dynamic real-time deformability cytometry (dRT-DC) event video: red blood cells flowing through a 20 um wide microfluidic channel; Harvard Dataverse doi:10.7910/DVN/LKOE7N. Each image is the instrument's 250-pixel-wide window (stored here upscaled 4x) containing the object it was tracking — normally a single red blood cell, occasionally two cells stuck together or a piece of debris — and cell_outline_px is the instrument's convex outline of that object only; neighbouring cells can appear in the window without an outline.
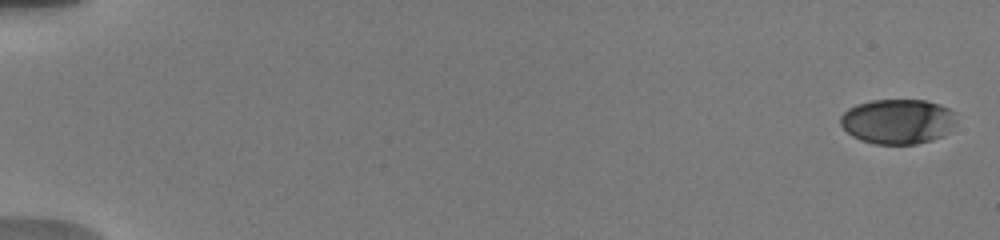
{"species": "human", "species_latin": "Homo sapiens", "temperature_condition": "warm", "stored_images_in_passage": 30, "camera_frame_rate_fps": 3000, "um_per_image_px": 0.085, "donor": {"sex": "male"}, "frame": {"image": 1, "passage_image": 1, "time_ms": 0.0, "image_size_px": [1000, 240], "cell_outline_px": [[956, 124], [944, 136], [932, 140], [916, 144], [876, 144], [860, 140], [852, 136], [840, 124], [840, 116], [848, 108], [856, 104], [872, 100], [928, 100], [940, 104], [956, 112]], "centroid_in_image_um": [76.34, 10.32], "position_along_channel_um": 8.7, "area_um2": 30.75}}
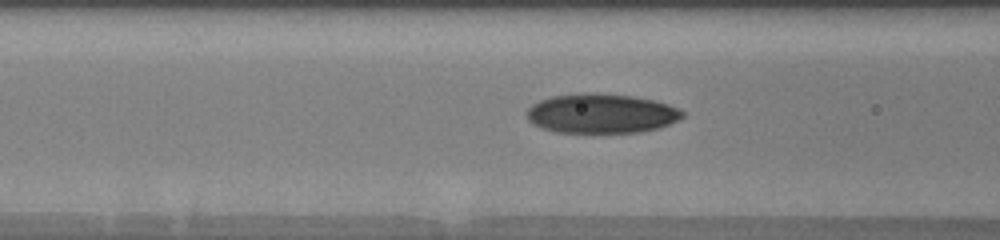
{"frame": {"image": 2, "passage_image": 22, "time_ms": 7.667, "image_size_px": [1000, 240], "cell_outline_px": [[684, 116], [680, 120], [660, 128], [640, 132], [556, 132], [544, 128], [528, 120], [528, 108], [532, 104], [540, 100], [552, 96], [588, 92], [596, 92], [632, 96], [656, 100], [668, 104], [684, 112]], "centroid_in_image_um": [51.16, 9.63], "position_along_channel_um": 115.4, "area_um2": 35.84}}
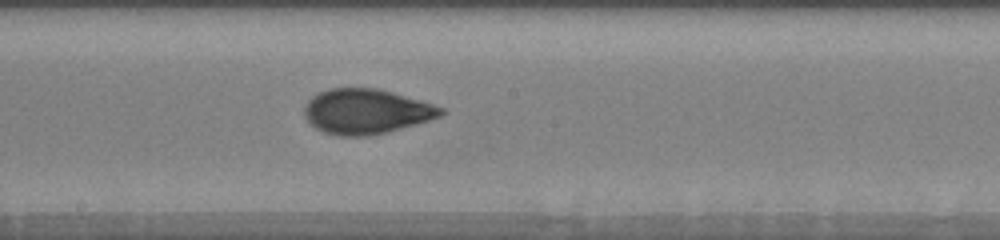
{"frame": {"image": 3, "passage_image": 30, "time_ms": 10.333, "image_size_px": [1000, 240], "cell_outline_px": [[444, 112], [440, 116], [416, 124], [368, 136], [340, 136], [324, 132], [316, 128], [304, 116], [304, 108], [308, 100], [312, 96], [328, 88], [376, 88], [392, 92], [420, 100], [444, 108]], "centroid_in_image_um": [31.1, 9.47], "position_along_channel_um": 217.1, "area_um2": 35.43}}